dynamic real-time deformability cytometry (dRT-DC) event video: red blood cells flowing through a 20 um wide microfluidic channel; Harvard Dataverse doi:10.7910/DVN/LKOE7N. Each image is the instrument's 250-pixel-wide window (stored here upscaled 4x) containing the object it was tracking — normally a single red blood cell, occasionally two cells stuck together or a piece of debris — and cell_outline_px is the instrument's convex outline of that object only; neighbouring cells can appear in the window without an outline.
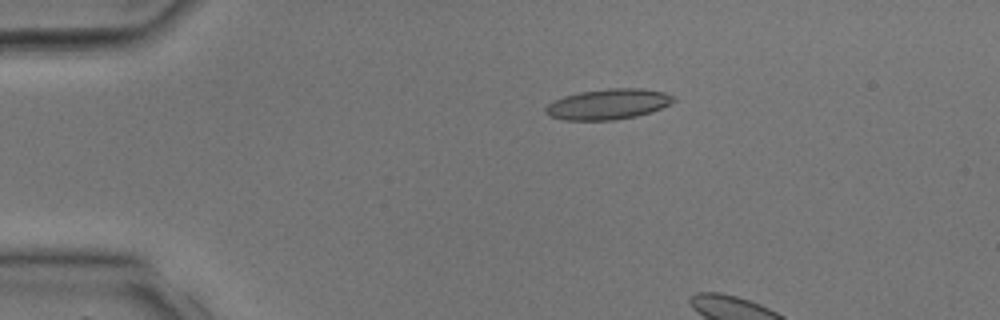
{"species": "common noctule bat (a hibernating species)", "species_latin": "Nyctalus noctula", "temperature_condition": "room temperature", "stored_images_in_passage": 10, "camera_frame_rate_fps": 3000, "um_per_image_px": 0.085, "animal": {"sex": "male", "body_mass_g": 17.9, "forearm_length_mm": 54.2}, "frame": {"image": 1, "passage_image": 7, "time_ms": 2.0, "image_size_px": [1000, 320], "cell_outline_px": [[676, 100], [652, 112], [636, 116], [616, 120], [564, 120], [548, 116], [544, 112], [544, 108], [552, 100], [564, 96], [580, 92], [608, 88], [640, 88], [664, 92], [676, 96]], "centroid_in_image_um": [51.67, 8.85], "position_along_channel_um": 33.3, "area_um2": 22.95}}